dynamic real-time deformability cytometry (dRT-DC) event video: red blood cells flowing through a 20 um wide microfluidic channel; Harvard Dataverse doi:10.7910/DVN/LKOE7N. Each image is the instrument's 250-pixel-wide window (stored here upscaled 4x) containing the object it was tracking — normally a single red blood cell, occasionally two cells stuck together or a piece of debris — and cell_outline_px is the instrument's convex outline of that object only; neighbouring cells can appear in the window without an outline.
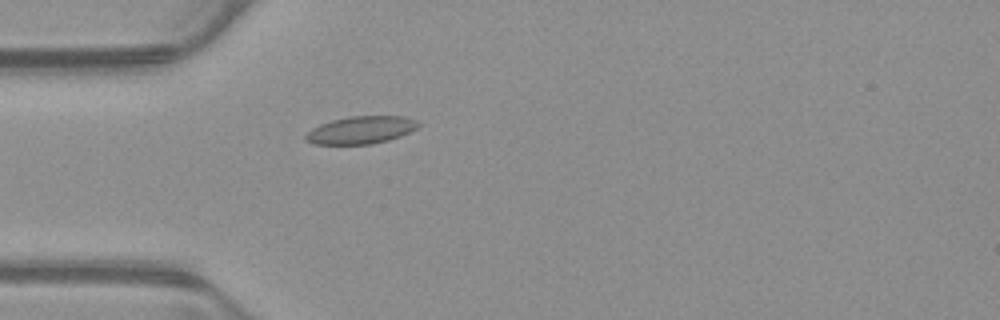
{"species": "common noctule bat (a hibernating species)", "species_latin": "Nyctalus noctula", "temperature_condition": "warm", "stored_images_in_passage": 54, "camera_frame_rate_fps": 3000, "um_per_image_px": 0.085, "animal": {"sex": "male", "body_mass_g": 23.1, "forearm_length_mm": 52.7}, "frame": {"image": 1, "passage_image": 16, "time_ms": 5.0, "image_size_px": [1000, 320], "cell_outline_px": [[420, 124], [416, 128], [400, 136], [388, 140], [372, 144], [312, 144], [304, 140], [304, 136], [312, 128], [320, 124], [332, 120], [348, 116], [404, 116], [416, 120]], "centroid_in_image_um": [30.65, 11.05], "position_along_channel_um": 54.4, "area_um2": 18.09}}
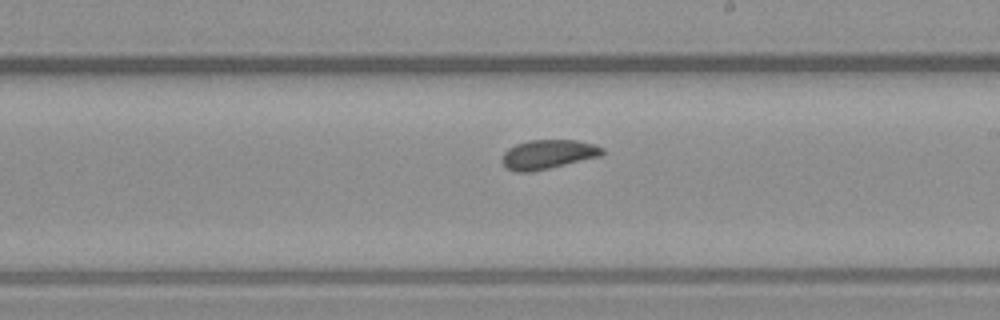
{"frame": {"image": 2, "passage_image": 31, "time_ms": 10.0, "image_size_px": [1000, 320], "cell_outline_px": [[604, 152], [600, 156], [532, 172], [516, 172], [508, 168], [500, 160], [500, 156], [508, 148], [516, 144], [528, 140], [576, 140], [592, 144], [604, 148]], "centroid_in_image_um": [46.53, 13.12], "position_along_channel_um": 242.5, "area_um2": 17.05}}
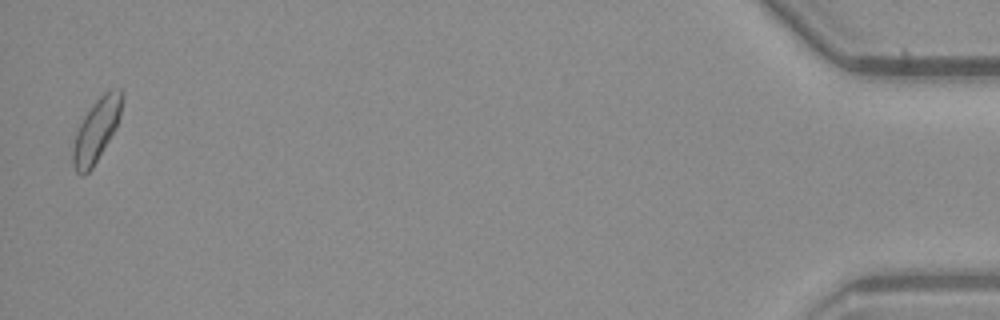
{"frame": {"image": 3, "passage_image": 53, "time_ms": 17.333, "image_size_px": [1000, 320], "cell_outline_px": [[124, 96], [120, 116], [116, 128], [92, 168], [84, 176], [80, 176], [76, 172], [72, 164], [72, 152], [76, 132], [84, 116], [96, 100], [108, 88], [120, 88], [124, 92]], "centroid_in_image_um": [8.21, 11.04], "position_along_channel_um": 427.0, "area_um2": 18.15}, "authors_computed_cell_mechanics": {"area_um2": 17.629, "velocity_mm_per_s": 3.87, "shape_relaxation_time_tau1_ms": null, "shape_relaxation_time_tau2_ms": 10.5985, "deformation_change_tau1": null, "deformation_change_tau2": 0.1174}}